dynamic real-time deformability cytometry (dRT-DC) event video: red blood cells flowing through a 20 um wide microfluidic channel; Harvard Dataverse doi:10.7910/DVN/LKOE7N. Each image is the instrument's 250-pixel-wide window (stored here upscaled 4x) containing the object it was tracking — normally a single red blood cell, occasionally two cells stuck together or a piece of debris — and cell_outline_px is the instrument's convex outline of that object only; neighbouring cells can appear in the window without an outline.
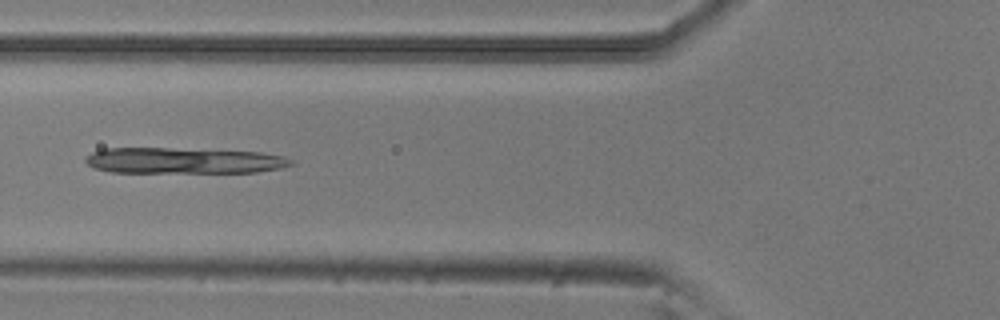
{"species": "common noctule bat (a hibernating species)", "species_latin": "Nyctalus noctula", "temperature_condition": "room temperature", "stored_images_in_passage": 5, "camera_frame_rate_fps": 3000, "um_per_image_px": 0.085, "animal": {"sex": "male", "body_mass_g": 20.5, "forearm_length_mm": 52.5}, "frame": {"image": 1, "passage_image": 5, "time_ms": 1.333, "image_size_px": [1000, 320], "cell_outline_px": [[292, 164], [280, 168], [256, 172], [112, 172], [96, 168], [88, 164], [84, 160], [92, 152], [104, 148], [168, 148], [260, 152], [284, 156], [292, 160]], "centroid_in_image_um": [15.6, 13.65], "position_along_channel_um": 110.2, "area_um2": 30.75}}